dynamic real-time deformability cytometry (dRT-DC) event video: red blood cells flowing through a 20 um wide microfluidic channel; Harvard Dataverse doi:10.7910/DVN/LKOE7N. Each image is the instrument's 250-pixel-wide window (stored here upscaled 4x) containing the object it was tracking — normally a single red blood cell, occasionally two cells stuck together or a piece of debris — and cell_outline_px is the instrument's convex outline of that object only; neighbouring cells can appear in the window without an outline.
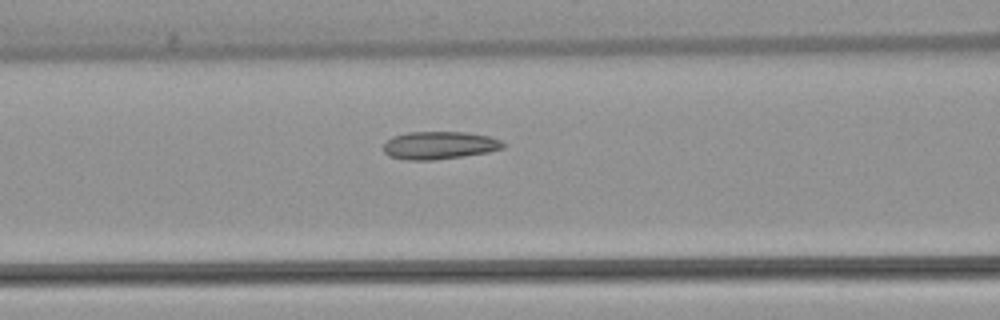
{"species": "common noctule bat (a hibernating species)", "species_latin": "Nyctalus noctula", "temperature_condition": "warm", "stored_images_in_passage": 4, "camera_frame_rate_fps": 3000, "um_per_image_px": 0.085, "animal": {"sex": "female", "body_mass_g": 22.7, "forearm_length_mm": 54.2}, "frame": {"image": 1, "passage_image": 4, "time_ms": 4.333, "image_size_px": [1000, 320], "cell_outline_px": [[508, 144], [504, 148], [488, 152], [464, 156], [432, 160], [404, 160], [388, 156], [384, 152], [384, 144], [392, 136], [408, 132], [464, 132], [488, 136], [500, 140]], "centroid_in_image_um": [37.35, 12.36], "position_along_channel_um": 129.3, "area_um2": 19.48}}